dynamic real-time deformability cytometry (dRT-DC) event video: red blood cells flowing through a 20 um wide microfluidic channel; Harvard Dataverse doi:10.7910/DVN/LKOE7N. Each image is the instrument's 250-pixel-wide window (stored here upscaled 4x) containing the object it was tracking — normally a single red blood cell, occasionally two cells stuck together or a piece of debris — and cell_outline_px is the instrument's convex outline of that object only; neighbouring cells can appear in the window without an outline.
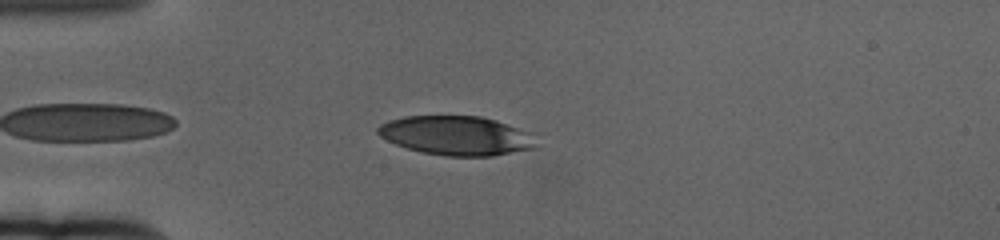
{"species": "human", "species_latin": "Homo sapiens", "temperature_condition": "cold", "stored_images_in_passage": 44, "camera_frame_rate_fps": 3000, "um_per_image_px": 0.085, "donor": {"sex": "female"}, "frame": {"image": 1, "passage_image": 4, "time_ms": 1.0, "image_size_px": [1000, 240], "cell_outline_px": [[532, 148], [492, 156], [444, 156], [420, 152], [396, 144], [380, 136], [376, 132], [376, 128], [380, 124], [388, 120], [404, 116], [480, 116], [528, 132], [532, 144]], "centroid_in_image_um": [38.65, 11.52], "position_along_channel_um": 46.4, "area_um2": 35.43}}
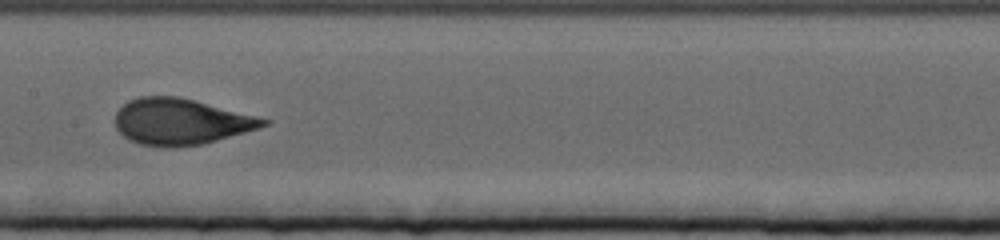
{"frame": {"image": 2, "passage_image": 19, "time_ms": 6.0, "image_size_px": [1000, 240], "cell_outline_px": [[272, 120], [268, 124], [244, 132], [204, 144], [172, 148], [160, 148], [140, 144], [128, 140], [116, 128], [116, 112], [128, 100], [140, 96], [176, 96]], "centroid_in_image_um": [15.32, 10.36], "position_along_channel_um": 192.1, "area_um2": 39.65}}
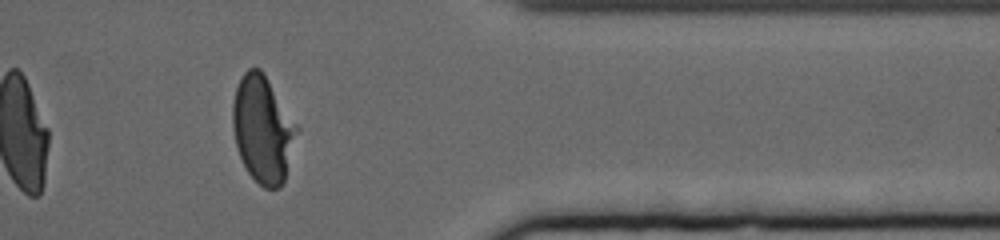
{"frame": {"image": 3, "passage_image": 38, "time_ms": 12.333, "image_size_px": [1000, 240], "cell_outline_px": [[300, 128], [284, 180], [280, 188], [264, 188], [248, 172], [240, 156], [236, 144], [232, 128], [232, 104], [236, 88], [244, 72], [248, 68], [260, 68]], "centroid_in_image_um": [22.35, 10.99], "position_along_channel_um": 389.1, "area_um2": 39.77}, "authors_computed_cell_mechanics": {"area_um2": 39.0728, "velocity_mm_per_s": 3.3478, "shape_relaxation_time_tau1_ms": 3.8123, "shape_relaxation_time_tau2_ms": null, "deformation_change_tau1": 0.1908, "deformation_change_tau2": null}}